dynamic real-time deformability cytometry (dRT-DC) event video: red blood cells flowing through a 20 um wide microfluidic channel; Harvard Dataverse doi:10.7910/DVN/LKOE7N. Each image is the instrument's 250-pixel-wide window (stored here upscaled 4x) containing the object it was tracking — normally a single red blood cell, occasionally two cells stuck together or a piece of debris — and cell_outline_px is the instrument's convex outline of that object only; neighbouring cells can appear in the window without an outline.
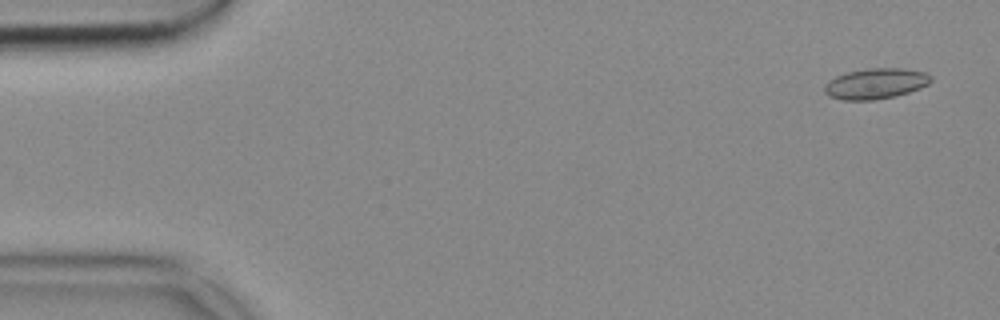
{"species": "common noctule bat (a hibernating species)", "species_latin": "Nyctalus noctula", "temperature_condition": "cold", "stored_images_in_passage": 5, "camera_frame_rate_fps": 3000, "um_per_image_px": 0.085, "animal": {"sex": "female", "body_mass_g": 18.4}, "frame": {"image": 1, "passage_image": 3, "time_ms": 0.667, "image_size_px": [1000, 320], "cell_outline_px": [[932, 80], [928, 84], [920, 88], [896, 96], [876, 100], [844, 100], [828, 96], [824, 92], [824, 84], [828, 80], [836, 76], [848, 72], [868, 68], [900, 68], [924, 72], [932, 76]], "centroid_in_image_um": [74.41, 7.11], "position_along_channel_um": 10.6, "area_um2": 19.07}}